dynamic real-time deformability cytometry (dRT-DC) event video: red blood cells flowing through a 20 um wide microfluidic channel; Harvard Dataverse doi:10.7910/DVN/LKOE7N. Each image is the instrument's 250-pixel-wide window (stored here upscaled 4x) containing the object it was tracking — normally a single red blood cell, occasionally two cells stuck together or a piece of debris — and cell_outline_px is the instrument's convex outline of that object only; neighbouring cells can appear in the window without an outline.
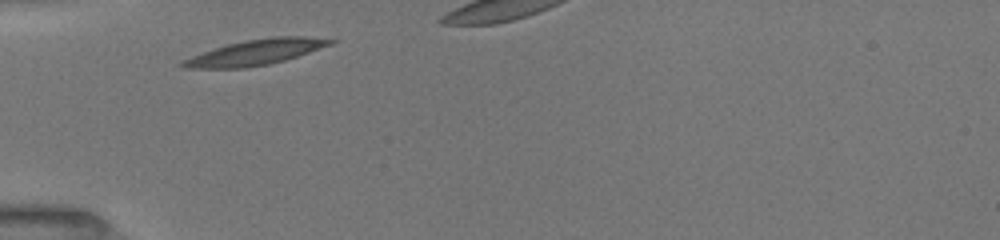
{"species": "common noctule bat (a hibernating species)", "species_latin": "Nyctalus noctula", "temperature_condition": "room temperature", "stored_images_in_passage": 4, "camera_frame_rate_fps": 3000, "um_per_image_px": 0.085, "animal": {"sex": "female", "body_mass_g": 19.5, "forearm_length_mm": 54.1}, "frame": {"image": 1, "passage_image": 1, "time_ms": 0.0, "image_size_px": [1000, 240], "cell_outline_px": [[340, 40], [332, 44], [284, 60], [268, 64], [244, 68], [180, 68], [176, 64], [180, 60], [228, 44], [244, 40], [272, 36], [304, 36]], "centroid_in_image_um": [21.69, 4.44], "position_along_channel_um": 63.3, "area_um2": 21.85}}